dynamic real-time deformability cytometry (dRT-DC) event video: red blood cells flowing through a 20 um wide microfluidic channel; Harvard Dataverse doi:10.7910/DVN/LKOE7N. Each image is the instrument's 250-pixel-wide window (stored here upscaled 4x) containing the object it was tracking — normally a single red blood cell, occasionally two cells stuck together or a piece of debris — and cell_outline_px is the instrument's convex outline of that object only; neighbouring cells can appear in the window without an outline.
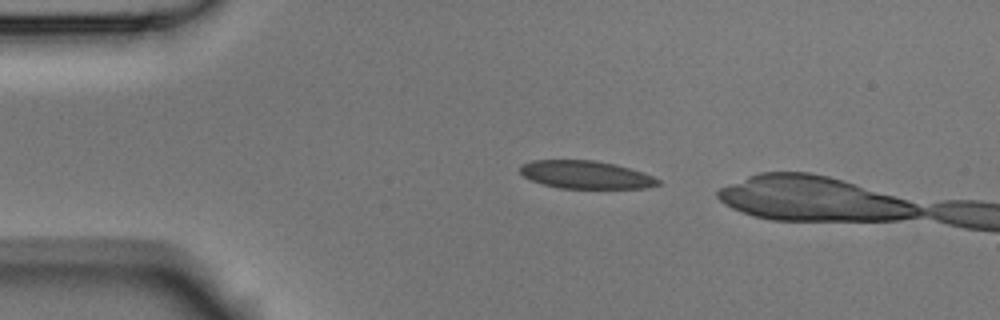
{"species": "Egyptian fruit bat (a non-hibernating species)", "species_latin": "Rousettus aegyptiacus", "temperature_condition": "room temperature", "stored_images_in_passage": 2, "camera_frame_rate_fps": 3000, "um_per_image_px": 0.085, "animal": {"sex": "male"}, "frame": {"image": 1, "passage_image": 1, "time_ms": 0.0, "image_size_px": [1000, 320], "cell_outline_px": [[660, 184], [648, 188], [560, 188], [544, 184], [532, 180], [524, 176], [520, 172], [520, 164], [532, 160], [596, 160], [616, 164], [644, 172], [660, 180]], "centroid_in_image_um": [49.81, 14.84], "position_along_channel_um": 35.2, "area_um2": 22.48}}